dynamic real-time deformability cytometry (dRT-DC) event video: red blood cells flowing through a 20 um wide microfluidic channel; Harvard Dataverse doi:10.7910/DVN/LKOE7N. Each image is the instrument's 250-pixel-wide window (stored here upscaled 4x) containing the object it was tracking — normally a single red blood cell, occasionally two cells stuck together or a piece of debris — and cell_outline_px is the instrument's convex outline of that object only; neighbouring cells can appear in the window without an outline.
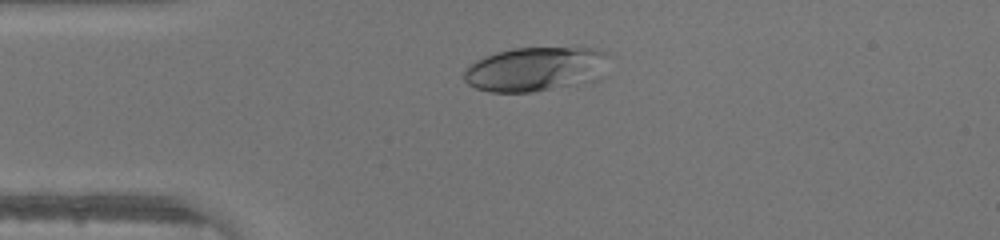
{"species": "human", "species_latin": "Homo sapiens", "temperature_condition": "warm", "stored_images_in_passage": 30, "camera_frame_rate_fps": 3000, "um_per_image_px": 0.085, "donor": {"sex": "male"}, "frame": {"image": 1, "passage_image": 3, "time_ms": 0.667, "image_size_px": [1000, 240], "cell_outline_px": [[608, 52], [568, 84], [552, 88], [532, 92], [492, 92], [476, 88], [468, 84], [464, 80], [464, 72], [476, 60], [484, 56], [496, 52], [512, 48], [592, 48]], "centroid_in_image_um": [45.05, 5.84], "position_along_channel_um": 39.9, "area_um2": 33.87}}
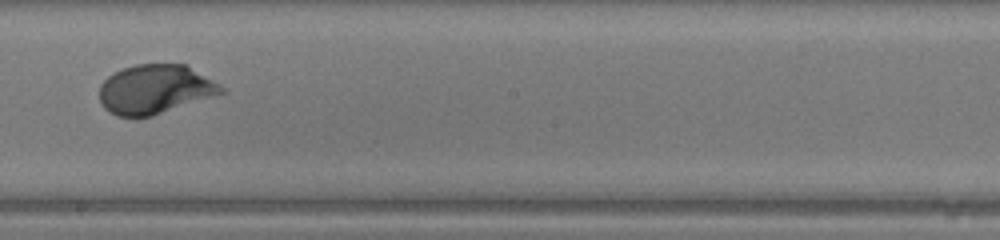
{"frame": {"image": 2, "passage_image": 18, "time_ms": 5.667, "image_size_px": [1000, 240], "cell_outline_px": [[228, 92], [152, 116], [136, 120], [116, 116], [108, 112], [104, 108], [100, 100], [100, 84], [112, 72], [136, 64], [184, 64], [228, 88]], "centroid_in_image_um": [13.18, 7.62], "position_along_channel_um": 235.0, "area_um2": 35.66}}
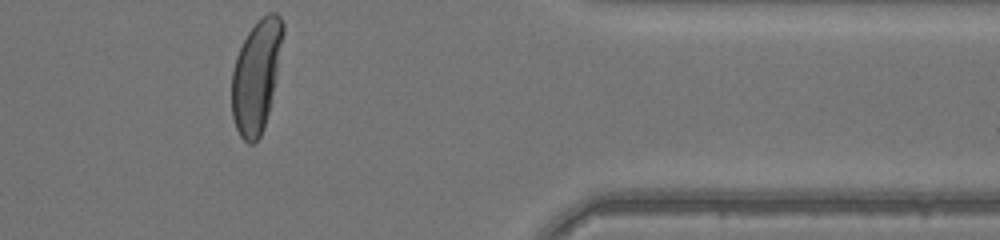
{"frame": {"image": 3, "passage_image": 30, "time_ms": 9.667, "image_size_px": [1000, 240], "cell_outline_px": [[284, 32], [276, 80], [264, 128], [256, 144], [248, 144], [240, 136], [236, 128], [232, 116], [232, 72], [236, 56], [248, 32], [268, 12], [276, 12], [280, 16], [284, 24]], "centroid_in_image_um": [21.79, 6.49], "position_along_channel_um": 389.6, "area_um2": 33.35}}